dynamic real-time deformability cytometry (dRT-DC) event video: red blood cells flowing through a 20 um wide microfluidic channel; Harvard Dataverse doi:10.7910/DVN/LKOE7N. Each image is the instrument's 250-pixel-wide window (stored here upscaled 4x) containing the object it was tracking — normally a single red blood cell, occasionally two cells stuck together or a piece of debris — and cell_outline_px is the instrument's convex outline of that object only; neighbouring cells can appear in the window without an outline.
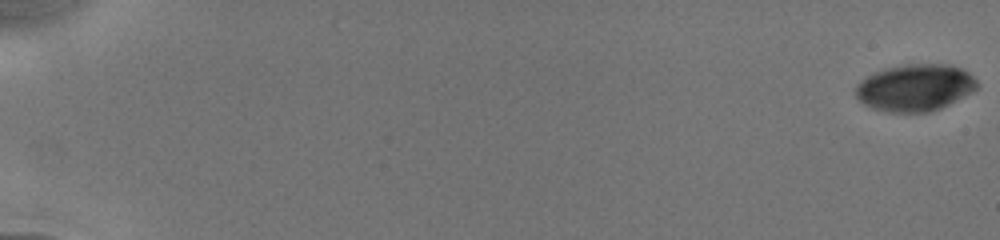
{"species": "human", "species_latin": "Homo sapiens", "temperature_condition": "cold", "stored_images_in_passage": 10, "camera_frame_rate_fps": 3000, "um_per_image_px": 0.085, "donor": {"sex": "male"}, "frame": {"image": 1, "passage_image": 1, "time_ms": 0.0, "image_size_px": [1000, 240], "cell_outline_px": [[976, 88], [964, 96], [940, 108], [928, 112], [888, 112], [872, 108], [864, 104], [856, 96], [856, 84], [860, 80], [884, 68], [912, 64], [948, 64], [960, 68], [968, 72], [976, 80]], "centroid_in_image_um": [77.75, 7.45], "position_along_channel_um": 7.3, "area_um2": 32.83}}
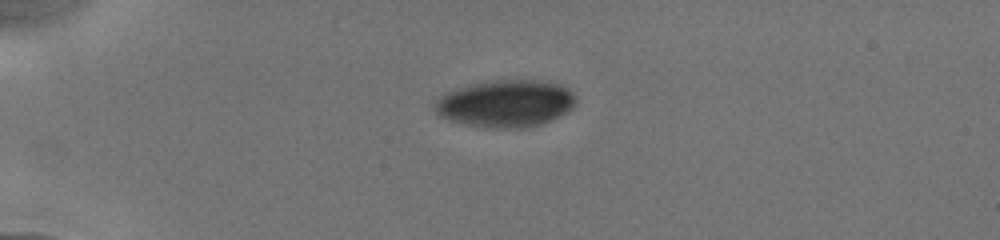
{"frame": {"image": 2, "passage_image": 7, "time_ms": 5.0, "image_size_px": [1000, 240], "cell_outline_px": [[576, 104], [568, 112], [560, 116], [540, 124], [524, 128], [488, 128], [448, 120], [440, 116], [436, 112], [432, 104], [440, 96], [448, 92], [472, 84], [496, 80], [528, 80], [560, 84], [568, 88], [572, 92], [576, 100]], "centroid_in_image_um": [42.99, 8.81], "position_along_channel_um": 42.0, "area_um2": 38.61}}
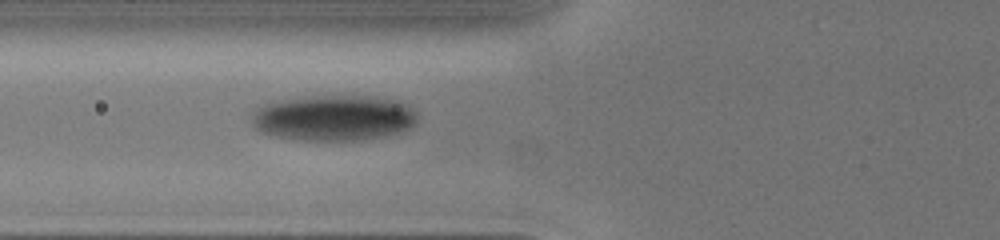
{"frame": {"image": 3, "passage_image": 10, "time_ms": 7.667, "image_size_px": [1000, 240], "cell_outline_px": [[416, 120], [408, 128], [384, 136], [356, 140], [304, 140], [280, 136], [264, 132], [256, 128], [252, 124], [252, 116], [256, 108], [272, 100], [312, 96], [368, 96], [396, 100], [408, 104], [416, 112]], "centroid_in_image_um": [28.35, 10.0], "position_along_channel_um": 97.5, "area_um2": 43.81}}